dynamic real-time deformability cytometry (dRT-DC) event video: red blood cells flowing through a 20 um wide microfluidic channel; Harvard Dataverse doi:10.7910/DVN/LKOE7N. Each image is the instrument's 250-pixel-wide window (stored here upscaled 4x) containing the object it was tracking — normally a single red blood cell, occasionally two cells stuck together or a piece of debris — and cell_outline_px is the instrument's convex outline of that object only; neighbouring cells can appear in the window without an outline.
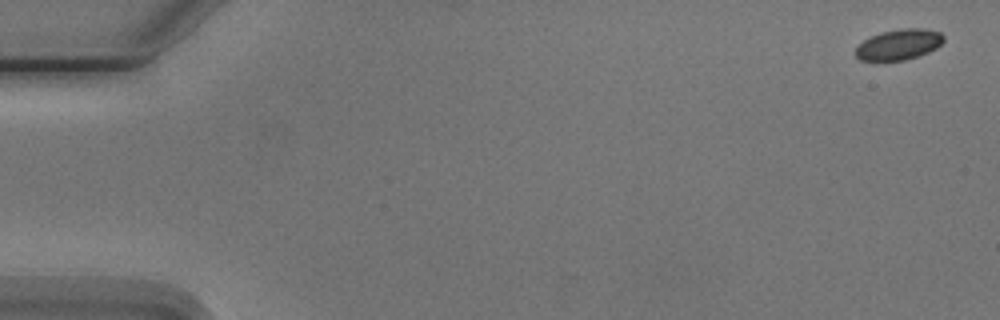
{"species": "Egyptian fruit bat (a non-hibernating species)", "species_latin": "Rousettus aegyptiacus", "temperature_condition": "cold", "stored_images_in_passage": 6, "segment_of_instrument_passage": [1, 2], "camera_frame_rate_fps": 3000, "um_per_image_px": 0.085, "animal": {"sex": "male"}, "frame": {"image": 1, "passage_image": 1, "time_ms": 0.0, "image_size_px": [1000, 320], "cell_outline_px": [[944, 40], [936, 48], [920, 56], [904, 60], [876, 64], [860, 60], [856, 56], [856, 48], [864, 40], [880, 32], [900, 28], [924, 28], [940, 32], [944, 36]], "centroid_in_image_um": [76.37, 3.83], "position_along_channel_um": 8.6, "area_um2": 16.3}}
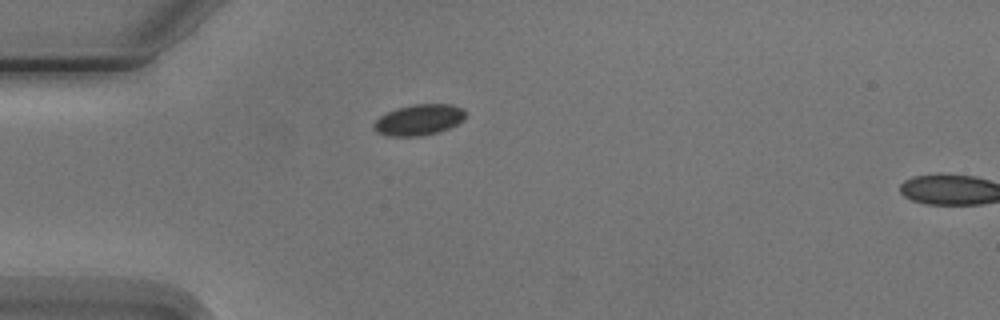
{"frame": {"image": 2, "passage_image": 5, "time_ms": 4.667, "image_size_px": [1000, 320], "cell_outline_px": [[464, 120], [448, 128], [436, 132], [420, 136], [388, 136], [376, 132], [372, 128], [372, 124], [380, 116], [396, 108], [412, 104], [452, 104], [464, 108]], "centroid_in_image_um": [35.58, 10.18], "position_along_channel_um": 49.4, "area_um2": 16.53}}